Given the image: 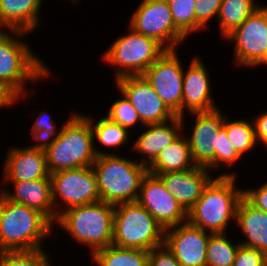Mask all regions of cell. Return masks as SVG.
I'll list each match as a JSON object with an SVG mask.
<instances>
[{
  "label": "cell",
  "mask_w": 267,
  "mask_h": 266,
  "mask_svg": "<svg viewBox=\"0 0 267 266\" xmlns=\"http://www.w3.org/2000/svg\"><path fill=\"white\" fill-rule=\"evenodd\" d=\"M223 128L232 147L241 157L258 146L253 121L249 122L242 117L239 120L231 121L229 116L224 113Z\"/></svg>",
  "instance_id": "obj_28"
},
{
  "label": "cell",
  "mask_w": 267,
  "mask_h": 266,
  "mask_svg": "<svg viewBox=\"0 0 267 266\" xmlns=\"http://www.w3.org/2000/svg\"><path fill=\"white\" fill-rule=\"evenodd\" d=\"M195 118L190 134H185L196 166L218 172V132L223 127L224 112L216 109L209 112H192Z\"/></svg>",
  "instance_id": "obj_13"
},
{
  "label": "cell",
  "mask_w": 267,
  "mask_h": 266,
  "mask_svg": "<svg viewBox=\"0 0 267 266\" xmlns=\"http://www.w3.org/2000/svg\"><path fill=\"white\" fill-rule=\"evenodd\" d=\"M176 51L164 52L142 75L164 103L177 116H183L184 68Z\"/></svg>",
  "instance_id": "obj_12"
},
{
  "label": "cell",
  "mask_w": 267,
  "mask_h": 266,
  "mask_svg": "<svg viewBox=\"0 0 267 266\" xmlns=\"http://www.w3.org/2000/svg\"><path fill=\"white\" fill-rule=\"evenodd\" d=\"M66 1H68V0H66ZM78 1H81V0H69V2H71L72 4H75V5L78 4L77 3Z\"/></svg>",
  "instance_id": "obj_42"
},
{
  "label": "cell",
  "mask_w": 267,
  "mask_h": 266,
  "mask_svg": "<svg viewBox=\"0 0 267 266\" xmlns=\"http://www.w3.org/2000/svg\"><path fill=\"white\" fill-rule=\"evenodd\" d=\"M48 113L46 110L39 112L31 127L30 134H32L31 136L36 144H42L44 141L55 138L59 134L60 129H57V122Z\"/></svg>",
  "instance_id": "obj_33"
},
{
  "label": "cell",
  "mask_w": 267,
  "mask_h": 266,
  "mask_svg": "<svg viewBox=\"0 0 267 266\" xmlns=\"http://www.w3.org/2000/svg\"><path fill=\"white\" fill-rule=\"evenodd\" d=\"M223 40L235 42V65L253 69L267 51V6L261 5Z\"/></svg>",
  "instance_id": "obj_11"
},
{
  "label": "cell",
  "mask_w": 267,
  "mask_h": 266,
  "mask_svg": "<svg viewBox=\"0 0 267 266\" xmlns=\"http://www.w3.org/2000/svg\"><path fill=\"white\" fill-rule=\"evenodd\" d=\"M258 188L243 189V197L254 207L267 213V181Z\"/></svg>",
  "instance_id": "obj_38"
},
{
  "label": "cell",
  "mask_w": 267,
  "mask_h": 266,
  "mask_svg": "<svg viewBox=\"0 0 267 266\" xmlns=\"http://www.w3.org/2000/svg\"><path fill=\"white\" fill-rule=\"evenodd\" d=\"M223 0H196V32L207 28L208 22L217 19L220 6Z\"/></svg>",
  "instance_id": "obj_34"
},
{
  "label": "cell",
  "mask_w": 267,
  "mask_h": 266,
  "mask_svg": "<svg viewBox=\"0 0 267 266\" xmlns=\"http://www.w3.org/2000/svg\"><path fill=\"white\" fill-rule=\"evenodd\" d=\"M44 249L0 252V266H52Z\"/></svg>",
  "instance_id": "obj_31"
},
{
  "label": "cell",
  "mask_w": 267,
  "mask_h": 266,
  "mask_svg": "<svg viewBox=\"0 0 267 266\" xmlns=\"http://www.w3.org/2000/svg\"><path fill=\"white\" fill-rule=\"evenodd\" d=\"M115 82L119 91L136 109L143 125L162 123L177 117L143 75L124 76Z\"/></svg>",
  "instance_id": "obj_14"
},
{
  "label": "cell",
  "mask_w": 267,
  "mask_h": 266,
  "mask_svg": "<svg viewBox=\"0 0 267 266\" xmlns=\"http://www.w3.org/2000/svg\"><path fill=\"white\" fill-rule=\"evenodd\" d=\"M122 98H117L114 100L112 105L108 109V114L106 115L112 122L119 124L120 126L130 130L136 125L144 126L137 114L136 109L132 106L130 101L121 93Z\"/></svg>",
  "instance_id": "obj_32"
},
{
  "label": "cell",
  "mask_w": 267,
  "mask_h": 266,
  "mask_svg": "<svg viewBox=\"0 0 267 266\" xmlns=\"http://www.w3.org/2000/svg\"><path fill=\"white\" fill-rule=\"evenodd\" d=\"M175 26L186 36L196 32V0H167Z\"/></svg>",
  "instance_id": "obj_30"
},
{
  "label": "cell",
  "mask_w": 267,
  "mask_h": 266,
  "mask_svg": "<svg viewBox=\"0 0 267 266\" xmlns=\"http://www.w3.org/2000/svg\"><path fill=\"white\" fill-rule=\"evenodd\" d=\"M134 31L155 39L166 50H177L187 37L175 26L167 0H142L129 19Z\"/></svg>",
  "instance_id": "obj_10"
},
{
  "label": "cell",
  "mask_w": 267,
  "mask_h": 266,
  "mask_svg": "<svg viewBox=\"0 0 267 266\" xmlns=\"http://www.w3.org/2000/svg\"><path fill=\"white\" fill-rule=\"evenodd\" d=\"M236 227L246 240L240 244L255 248L267 255V213L257 209L244 197L240 200L236 212Z\"/></svg>",
  "instance_id": "obj_22"
},
{
  "label": "cell",
  "mask_w": 267,
  "mask_h": 266,
  "mask_svg": "<svg viewBox=\"0 0 267 266\" xmlns=\"http://www.w3.org/2000/svg\"><path fill=\"white\" fill-rule=\"evenodd\" d=\"M241 156L232 147L229 139L227 138L226 131L222 127L218 132V170L221 166H228L231 169L237 161L241 160Z\"/></svg>",
  "instance_id": "obj_35"
},
{
  "label": "cell",
  "mask_w": 267,
  "mask_h": 266,
  "mask_svg": "<svg viewBox=\"0 0 267 266\" xmlns=\"http://www.w3.org/2000/svg\"><path fill=\"white\" fill-rule=\"evenodd\" d=\"M256 0H223L217 16L222 40L239 27L261 5Z\"/></svg>",
  "instance_id": "obj_27"
},
{
  "label": "cell",
  "mask_w": 267,
  "mask_h": 266,
  "mask_svg": "<svg viewBox=\"0 0 267 266\" xmlns=\"http://www.w3.org/2000/svg\"><path fill=\"white\" fill-rule=\"evenodd\" d=\"M137 202L164 229L187 222V212L155 175L147 173L143 178Z\"/></svg>",
  "instance_id": "obj_16"
},
{
  "label": "cell",
  "mask_w": 267,
  "mask_h": 266,
  "mask_svg": "<svg viewBox=\"0 0 267 266\" xmlns=\"http://www.w3.org/2000/svg\"><path fill=\"white\" fill-rule=\"evenodd\" d=\"M50 177L55 221L68 208L100 201L97 176L92 166L62 170Z\"/></svg>",
  "instance_id": "obj_9"
},
{
  "label": "cell",
  "mask_w": 267,
  "mask_h": 266,
  "mask_svg": "<svg viewBox=\"0 0 267 266\" xmlns=\"http://www.w3.org/2000/svg\"><path fill=\"white\" fill-rule=\"evenodd\" d=\"M3 182H21L51 178L46 154L41 144L12 147L4 162Z\"/></svg>",
  "instance_id": "obj_17"
},
{
  "label": "cell",
  "mask_w": 267,
  "mask_h": 266,
  "mask_svg": "<svg viewBox=\"0 0 267 266\" xmlns=\"http://www.w3.org/2000/svg\"><path fill=\"white\" fill-rule=\"evenodd\" d=\"M25 34L28 32L0 29V84L15 97V105L22 98L32 97L31 90L25 88L28 83L52 75L47 64L25 42Z\"/></svg>",
  "instance_id": "obj_1"
},
{
  "label": "cell",
  "mask_w": 267,
  "mask_h": 266,
  "mask_svg": "<svg viewBox=\"0 0 267 266\" xmlns=\"http://www.w3.org/2000/svg\"><path fill=\"white\" fill-rule=\"evenodd\" d=\"M134 160L116 154L97 156L92 168L101 201L113 205L137 201L148 168Z\"/></svg>",
  "instance_id": "obj_6"
},
{
  "label": "cell",
  "mask_w": 267,
  "mask_h": 266,
  "mask_svg": "<svg viewBox=\"0 0 267 266\" xmlns=\"http://www.w3.org/2000/svg\"><path fill=\"white\" fill-rule=\"evenodd\" d=\"M148 253L111 244L96 250L90 257L96 266H148Z\"/></svg>",
  "instance_id": "obj_26"
},
{
  "label": "cell",
  "mask_w": 267,
  "mask_h": 266,
  "mask_svg": "<svg viewBox=\"0 0 267 266\" xmlns=\"http://www.w3.org/2000/svg\"><path fill=\"white\" fill-rule=\"evenodd\" d=\"M259 65H267V51L261 61L254 68L258 67Z\"/></svg>",
  "instance_id": "obj_41"
},
{
  "label": "cell",
  "mask_w": 267,
  "mask_h": 266,
  "mask_svg": "<svg viewBox=\"0 0 267 266\" xmlns=\"http://www.w3.org/2000/svg\"><path fill=\"white\" fill-rule=\"evenodd\" d=\"M129 28L102 54L101 61L114 67L115 79L142 75L167 50L155 39ZM117 67V68H116Z\"/></svg>",
  "instance_id": "obj_8"
},
{
  "label": "cell",
  "mask_w": 267,
  "mask_h": 266,
  "mask_svg": "<svg viewBox=\"0 0 267 266\" xmlns=\"http://www.w3.org/2000/svg\"><path fill=\"white\" fill-rule=\"evenodd\" d=\"M211 234L187 221L165 229L164 246L181 266H207Z\"/></svg>",
  "instance_id": "obj_15"
},
{
  "label": "cell",
  "mask_w": 267,
  "mask_h": 266,
  "mask_svg": "<svg viewBox=\"0 0 267 266\" xmlns=\"http://www.w3.org/2000/svg\"><path fill=\"white\" fill-rule=\"evenodd\" d=\"M203 60L194 56L183 74V116L186 112H209L219 108L215 103L209 70Z\"/></svg>",
  "instance_id": "obj_18"
},
{
  "label": "cell",
  "mask_w": 267,
  "mask_h": 266,
  "mask_svg": "<svg viewBox=\"0 0 267 266\" xmlns=\"http://www.w3.org/2000/svg\"><path fill=\"white\" fill-rule=\"evenodd\" d=\"M184 132L170 145L160 151L157 158L147 167L148 173L157 175L167 172L190 170L197 167L192 159L189 142Z\"/></svg>",
  "instance_id": "obj_24"
},
{
  "label": "cell",
  "mask_w": 267,
  "mask_h": 266,
  "mask_svg": "<svg viewBox=\"0 0 267 266\" xmlns=\"http://www.w3.org/2000/svg\"><path fill=\"white\" fill-rule=\"evenodd\" d=\"M207 168L197 166L190 170L157 174L166 190L188 212L201 197L204 188L214 178Z\"/></svg>",
  "instance_id": "obj_20"
},
{
  "label": "cell",
  "mask_w": 267,
  "mask_h": 266,
  "mask_svg": "<svg viewBox=\"0 0 267 266\" xmlns=\"http://www.w3.org/2000/svg\"><path fill=\"white\" fill-rule=\"evenodd\" d=\"M164 237L165 229L137 201L115 205L113 245L151 251Z\"/></svg>",
  "instance_id": "obj_7"
},
{
  "label": "cell",
  "mask_w": 267,
  "mask_h": 266,
  "mask_svg": "<svg viewBox=\"0 0 267 266\" xmlns=\"http://www.w3.org/2000/svg\"><path fill=\"white\" fill-rule=\"evenodd\" d=\"M4 183H12L14 188L11 193V190L0 187V193L6 199L42 213L54 225L55 208L52 200L51 178Z\"/></svg>",
  "instance_id": "obj_21"
},
{
  "label": "cell",
  "mask_w": 267,
  "mask_h": 266,
  "mask_svg": "<svg viewBox=\"0 0 267 266\" xmlns=\"http://www.w3.org/2000/svg\"><path fill=\"white\" fill-rule=\"evenodd\" d=\"M148 266H181L173 254L163 245L148 253Z\"/></svg>",
  "instance_id": "obj_37"
},
{
  "label": "cell",
  "mask_w": 267,
  "mask_h": 266,
  "mask_svg": "<svg viewBox=\"0 0 267 266\" xmlns=\"http://www.w3.org/2000/svg\"><path fill=\"white\" fill-rule=\"evenodd\" d=\"M225 173L209 182L201 197L187 212L190 224L212 234L227 233V227L236 221L237 208L243 198V189L235 183L236 172Z\"/></svg>",
  "instance_id": "obj_3"
},
{
  "label": "cell",
  "mask_w": 267,
  "mask_h": 266,
  "mask_svg": "<svg viewBox=\"0 0 267 266\" xmlns=\"http://www.w3.org/2000/svg\"><path fill=\"white\" fill-rule=\"evenodd\" d=\"M185 117L177 116L171 120L144 125V131L137 135L132 143V151L141 154V158L136 159L138 163L149 166L159 155L160 151L175 141L185 128Z\"/></svg>",
  "instance_id": "obj_19"
},
{
  "label": "cell",
  "mask_w": 267,
  "mask_h": 266,
  "mask_svg": "<svg viewBox=\"0 0 267 266\" xmlns=\"http://www.w3.org/2000/svg\"><path fill=\"white\" fill-rule=\"evenodd\" d=\"M54 225L40 212L0 193V252L43 249Z\"/></svg>",
  "instance_id": "obj_4"
},
{
  "label": "cell",
  "mask_w": 267,
  "mask_h": 266,
  "mask_svg": "<svg viewBox=\"0 0 267 266\" xmlns=\"http://www.w3.org/2000/svg\"><path fill=\"white\" fill-rule=\"evenodd\" d=\"M63 123L55 138L41 144L50 174L91 167L97 158L90 115L74 111Z\"/></svg>",
  "instance_id": "obj_2"
},
{
  "label": "cell",
  "mask_w": 267,
  "mask_h": 266,
  "mask_svg": "<svg viewBox=\"0 0 267 266\" xmlns=\"http://www.w3.org/2000/svg\"><path fill=\"white\" fill-rule=\"evenodd\" d=\"M233 266H267V255L240 244Z\"/></svg>",
  "instance_id": "obj_36"
},
{
  "label": "cell",
  "mask_w": 267,
  "mask_h": 266,
  "mask_svg": "<svg viewBox=\"0 0 267 266\" xmlns=\"http://www.w3.org/2000/svg\"><path fill=\"white\" fill-rule=\"evenodd\" d=\"M261 113L251 121L254 124L257 142L267 148V111Z\"/></svg>",
  "instance_id": "obj_39"
},
{
  "label": "cell",
  "mask_w": 267,
  "mask_h": 266,
  "mask_svg": "<svg viewBox=\"0 0 267 266\" xmlns=\"http://www.w3.org/2000/svg\"><path fill=\"white\" fill-rule=\"evenodd\" d=\"M115 205L98 201L74 206L61 212L55 221L77 244L96 250L110 246L113 240Z\"/></svg>",
  "instance_id": "obj_5"
},
{
  "label": "cell",
  "mask_w": 267,
  "mask_h": 266,
  "mask_svg": "<svg viewBox=\"0 0 267 266\" xmlns=\"http://www.w3.org/2000/svg\"><path fill=\"white\" fill-rule=\"evenodd\" d=\"M15 105V97L0 84V109Z\"/></svg>",
  "instance_id": "obj_40"
},
{
  "label": "cell",
  "mask_w": 267,
  "mask_h": 266,
  "mask_svg": "<svg viewBox=\"0 0 267 266\" xmlns=\"http://www.w3.org/2000/svg\"><path fill=\"white\" fill-rule=\"evenodd\" d=\"M90 124L93 131V137H94V149L97 154V156L101 155H115L116 152L110 153V149L112 148H119L122 145H126L127 141H129V130L120 126L117 123L112 122L109 118L106 116L99 117L97 121L93 119L90 115ZM96 144H99L104 149H109V152H106L105 150L102 151L100 148L97 147Z\"/></svg>",
  "instance_id": "obj_25"
},
{
  "label": "cell",
  "mask_w": 267,
  "mask_h": 266,
  "mask_svg": "<svg viewBox=\"0 0 267 266\" xmlns=\"http://www.w3.org/2000/svg\"><path fill=\"white\" fill-rule=\"evenodd\" d=\"M227 233L211 234L207 246V266H233L240 243H233Z\"/></svg>",
  "instance_id": "obj_29"
},
{
  "label": "cell",
  "mask_w": 267,
  "mask_h": 266,
  "mask_svg": "<svg viewBox=\"0 0 267 266\" xmlns=\"http://www.w3.org/2000/svg\"><path fill=\"white\" fill-rule=\"evenodd\" d=\"M43 0H0V29L32 33L39 27ZM36 28V29H35Z\"/></svg>",
  "instance_id": "obj_23"
}]
</instances>
